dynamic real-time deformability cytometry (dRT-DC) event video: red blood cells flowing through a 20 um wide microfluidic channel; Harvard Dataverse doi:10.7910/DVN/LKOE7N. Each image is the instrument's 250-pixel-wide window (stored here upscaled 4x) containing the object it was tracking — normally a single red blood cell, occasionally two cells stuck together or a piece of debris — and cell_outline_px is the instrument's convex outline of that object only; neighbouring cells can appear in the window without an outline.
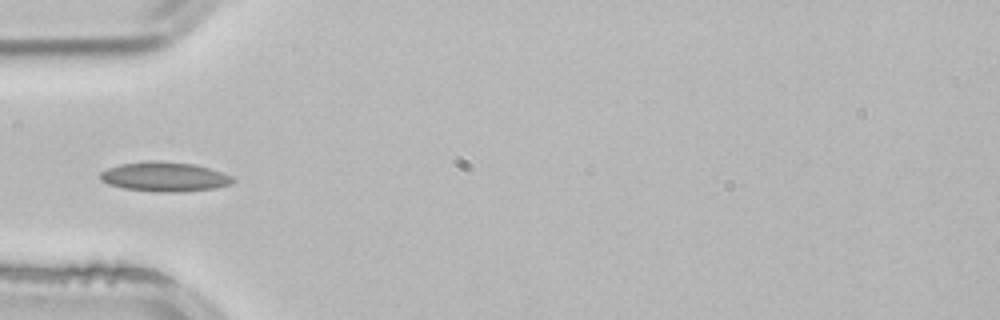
{"species": "common noctule bat (a hibernating species)", "species_latin": "Nyctalus noctula", "temperature_condition": "room temperature", "stored_images_in_passage": 4, "camera_frame_rate_fps": 3000, "um_per_image_px": 0.085, "animal": {"sex": "male", "body_mass_g": 21.5, "forearm_length_mm": 52.0}, "frame": {"image": 1, "passage_image": 4, "time_ms": 1.0, "image_size_px": [1000, 320], "cell_outline_px": [[236, 180], [232, 184], [216, 188], [184, 192], [152, 192], [124, 188], [108, 184], [100, 180], [100, 172], [108, 168], [120, 164], [148, 160], [156, 160], [192, 164], [208, 168], [232, 176]], "centroid_in_image_um": [13.98, 15.03], "position_along_channel_um": 71.0, "area_um2": 23.0}}